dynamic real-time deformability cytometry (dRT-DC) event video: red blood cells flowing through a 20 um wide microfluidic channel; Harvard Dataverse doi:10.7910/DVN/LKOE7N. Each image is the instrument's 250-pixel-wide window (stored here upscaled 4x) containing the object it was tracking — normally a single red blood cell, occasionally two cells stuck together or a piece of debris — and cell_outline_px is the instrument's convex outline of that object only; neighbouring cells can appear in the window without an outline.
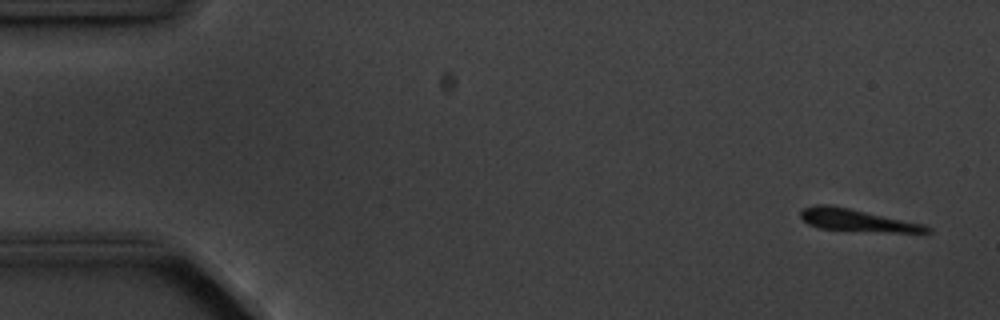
{"species": "common noctule bat (a hibernating species)", "species_latin": "Nyctalus noctula", "temperature_condition": "cold", "stored_images_in_passage": 5, "camera_frame_rate_fps": 3000, "um_per_image_px": 0.085, "animal": {"sex": "male", "body_mass_g": 20.1, "forearm_length_mm": 53.5}, "frame": {"image": 1, "passage_image": 1, "time_ms": 0.0, "image_size_px": [1000, 320], "cell_outline_px": [[932, 232], [892, 232], [820, 228], [808, 224], [800, 216], [800, 212], [804, 208], [816, 204], [828, 204], [848, 208], [924, 224], [932, 228]], "centroid_in_image_um": [72.84, 18.71], "position_along_channel_um": 12.2, "area_um2": 15.95}}